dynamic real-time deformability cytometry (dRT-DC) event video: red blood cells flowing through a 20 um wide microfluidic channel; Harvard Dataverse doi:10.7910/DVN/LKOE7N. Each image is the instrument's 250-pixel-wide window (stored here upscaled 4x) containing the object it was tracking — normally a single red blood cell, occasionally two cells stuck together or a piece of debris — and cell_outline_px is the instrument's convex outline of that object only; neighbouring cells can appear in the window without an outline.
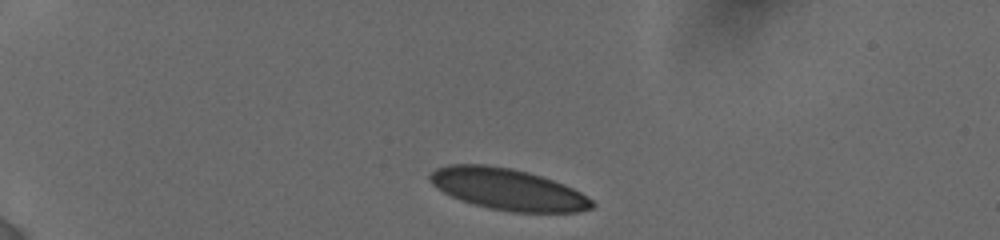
{"species": "human", "species_latin": "Homo sapiens", "temperature_condition": "cold", "stored_images_in_passage": 19, "camera_frame_rate_fps": 3000, "um_per_image_px": 0.085, "donor": {"sex": "female"}, "frame": {"image": 1, "passage_image": 1, "time_ms": 0.0, "image_size_px": [1000, 240], "cell_outline_px": [[596, 204], [592, 208], [580, 212], [512, 212], [488, 208], [460, 200], [436, 188], [428, 180], [428, 176], [436, 168], [448, 164], [484, 164], [512, 168], [528, 172], [564, 184], [580, 192], [592, 200]], "centroid_in_image_um": [43.15, 16.08], "position_along_channel_um": 41.9, "area_um2": 39.19}}
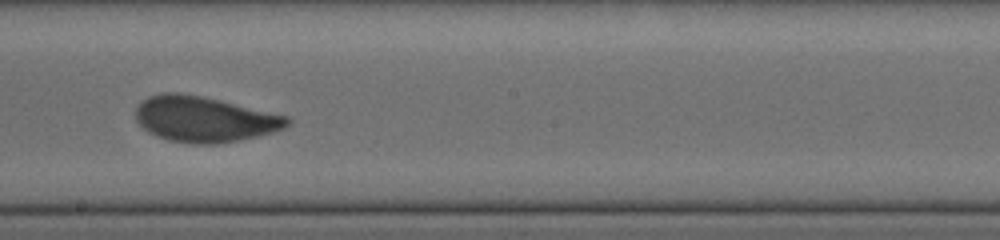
{"frame": {"image": 2, "passage_image": 10, "time_ms": 6.667, "image_size_px": [1000, 240], "cell_outline_px": [[292, 120], [284, 128], [272, 132], [240, 140], [216, 144], [192, 144], [168, 140], [156, 136], [148, 132], [136, 120], [136, 108], [148, 96], [160, 92], [176, 92], [200, 96], [220, 100], [288, 116]], "centroid_in_image_um": [17.36, 10.13], "position_along_channel_um": 230.8, "area_um2": 40.17}}
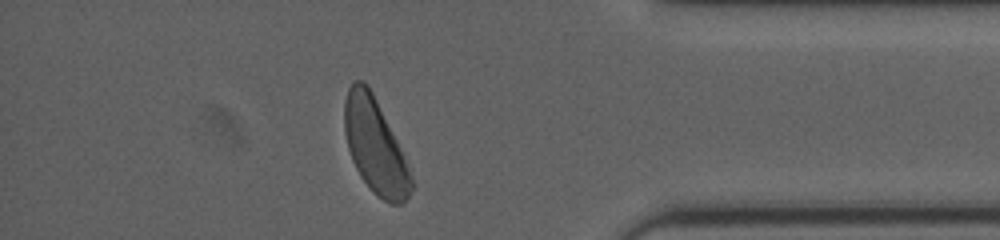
{"frame": {"image": 3, "passage_image": 17, "time_ms": 11.667, "image_size_px": [1000, 240], "cell_outline_px": [[416, 184], [408, 196], [400, 204], [392, 204], [376, 196], [372, 192], [360, 176], [352, 160], [348, 148], [344, 132], [344, 100], [348, 88], [356, 80], [364, 80], [368, 84], [404, 156]], "centroid_in_image_um": [31.88, 12.44], "position_along_channel_um": 403.3, "area_um2": 36.7}, "authors_computed_cell_mechanics": {"area_um2": 39.5352, "velocity_mm_per_s": 3.8183, "shape_relaxation_time_tau1_ms": 3.7219, "shape_relaxation_time_tau2_ms": null, "deformation_change_tau1": 0.1183, "deformation_change_tau2": null}}